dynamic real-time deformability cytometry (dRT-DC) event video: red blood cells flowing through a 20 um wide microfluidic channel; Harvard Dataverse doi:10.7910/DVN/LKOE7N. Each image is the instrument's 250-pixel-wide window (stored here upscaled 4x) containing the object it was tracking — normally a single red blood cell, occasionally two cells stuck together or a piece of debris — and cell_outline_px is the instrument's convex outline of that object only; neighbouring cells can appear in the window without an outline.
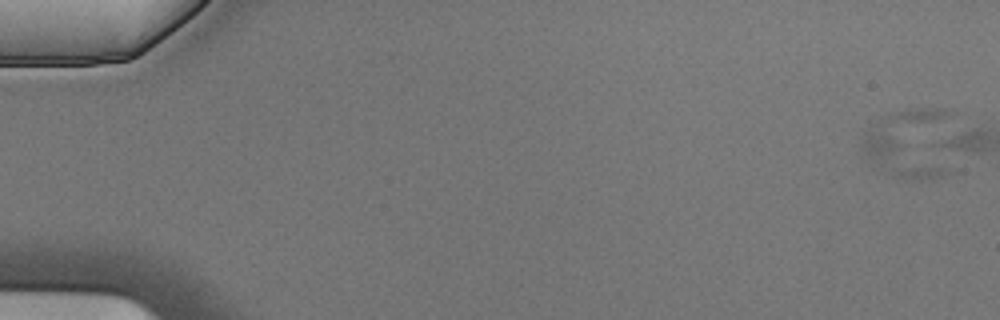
{"species": "Egyptian fruit bat (a non-hibernating species)", "species_latin": "Rousettus aegyptiacus", "temperature_condition": "cold", "stored_images_in_passage": 8, "camera_frame_rate_fps": 3000, "um_per_image_px": 0.085, "animal": {"sex": "male"}, "frame": {"image": 1, "passage_image": 2, "time_ms": 0.333, "image_size_px": [1000, 320], "cell_outline_px": [[948, 172], [944, 176], [892, 176], [880, 168], [860, 148], [860, 144], [864, 132], [872, 124], [888, 116], [912, 108], [944, 108], [948, 112]], "centroid_in_image_um": [77.34, 12.14], "position_along_channel_um": 7.7, "area_um2": 36.07}}